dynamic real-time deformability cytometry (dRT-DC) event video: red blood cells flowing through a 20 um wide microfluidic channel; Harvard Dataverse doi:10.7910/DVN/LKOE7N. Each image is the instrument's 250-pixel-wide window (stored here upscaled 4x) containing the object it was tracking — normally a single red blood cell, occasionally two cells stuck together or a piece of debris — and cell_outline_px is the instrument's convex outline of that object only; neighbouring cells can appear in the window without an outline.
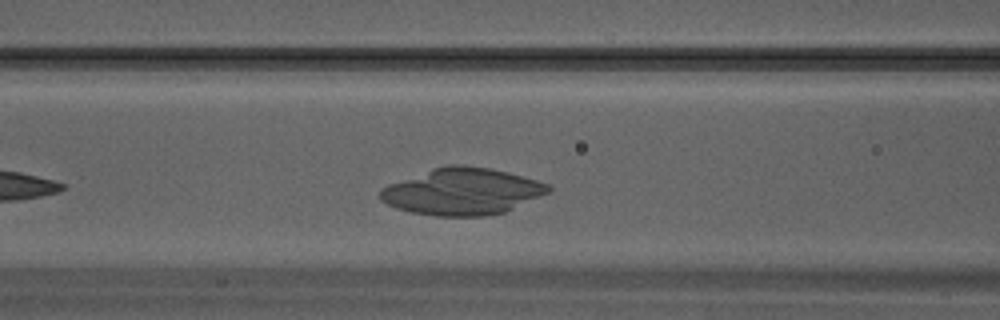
{"species": "Egyptian fruit bat (a non-hibernating species)", "species_latin": "Rousettus aegyptiacus", "temperature_condition": "warm", "stored_images_in_passage": 26, "camera_frame_rate_fps": 3000, "um_per_image_px": 0.085, "animal": {"sex": "male"}, "frame": {"image": 1, "passage_image": 8, "time_ms": 2.333, "image_size_px": [1000, 320], "cell_outline_px": [[552, 192], [504, 212], [484, 216], [436, 216], [412, 212], [396, 208], [380, 200], [380, 188], [388, 184], [432, 168], [448, 164], [460, 164], [488, 168], [552, 184]], "centroid_in_image_um": [39.29, 16.28], "position_along_channel_um": 127.3, "area_um2": 45.78}}
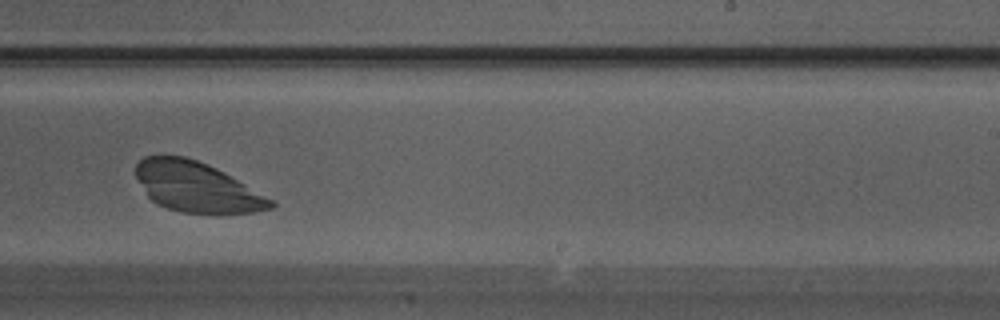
{"frame": {"image": 2, "passage_image": 15, "time_ms": 4.667, "image_size_px": [1000, 320], "cell_outline_px": [[276, 204], [272, 208], [252, 212], [184, 212], [168, 208], [156, 204], [148, 196], [136, 176], [136, 164], [144, 156], [184, 156], [208, 164], [224, 172], [272, 200]], "centroid_in_image_um": [16.68, 15.87], "position_along_channel_um": 272.3, "area_um2": 38.44}}